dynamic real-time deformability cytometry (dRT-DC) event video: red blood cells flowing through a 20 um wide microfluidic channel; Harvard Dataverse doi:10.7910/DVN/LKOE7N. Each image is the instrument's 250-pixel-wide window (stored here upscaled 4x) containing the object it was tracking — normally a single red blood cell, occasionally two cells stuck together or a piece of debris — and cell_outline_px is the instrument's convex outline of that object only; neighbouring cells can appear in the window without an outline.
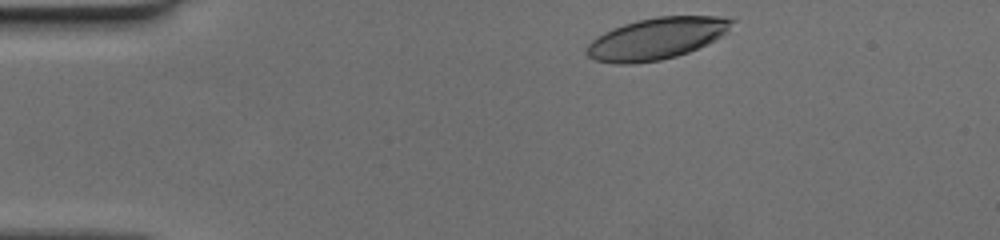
{"species": "human", "species_latin": "Homo sapiens", "temperature_condition": "cold", "stored_images_in_passage": 45, "camera_frame_rate_fps": 3000, "um_per_image_px": 0.085, "donor": {"sex": "female"}, "frame": {"image": 1, "passage_image": 2, "time_ms": 0.333, "image_size_px": [1000, 240], "cell_outline_px": [[736, 20], [720, 36], [688, 52], [676, 56], [660, 60], [632, 64], [616, 64], [596, 60], [588, 56], [584, 52], [588, 44], [596, 36], [604, 32], [624, 24], [636, 20], [656, 16], [720, 16]], "centroid_in_image_um": [55.74, 3.27], "position_along_channel_um": 29.3, "area_um2": 34.91}}
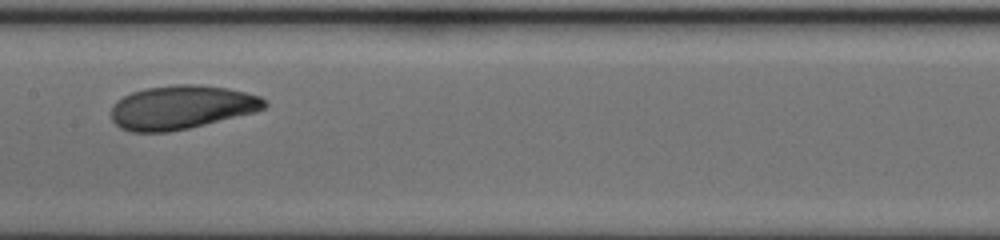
{"frame": {"image": 2, "passage_image": 20, "time_ms": 6.333, "image_size_px": [1000, 240], "cell_outline_px": [[268, 104], [264, 108], [256, 112], [188, 128], [168, 132], [132, 132], [120, 128], [112, 120], [112, 104], [116, 100], [132, 92], [144, 88], [176, 84], [196, 84], [228, 88], [260, 96], [268, 100]], "centroid_in_image_um": [15.43, 9.11], "position_along_channel_um": 192.0, "area_um2": 39.25}}
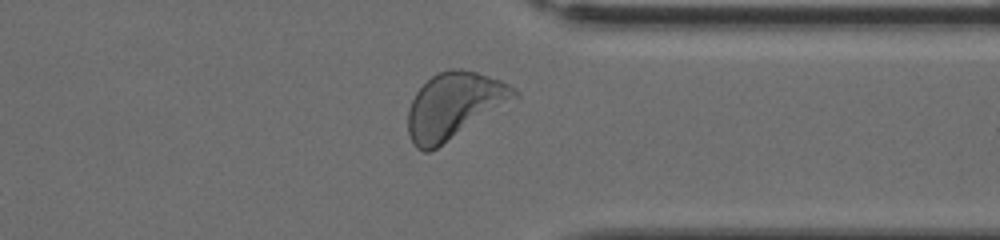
{"frame": {"image": 3, "passage_image": 34, "time_ms": 11.0, "image_size_px": [1000, 240], "cell_outline_px": [[520, 96], [436, 148], [428, 152], [424, 152], [416, 148], [408, 132], [408, 108], [416, 92], [432, 76], [448, 68], [460, 68], [476, 72], [500, 80], [516, 88], [520, 92]], "centroid_in_image_um": [38.6, 8.96], "position_along_channel_um": 372.8, "area_um2": 40.58}}